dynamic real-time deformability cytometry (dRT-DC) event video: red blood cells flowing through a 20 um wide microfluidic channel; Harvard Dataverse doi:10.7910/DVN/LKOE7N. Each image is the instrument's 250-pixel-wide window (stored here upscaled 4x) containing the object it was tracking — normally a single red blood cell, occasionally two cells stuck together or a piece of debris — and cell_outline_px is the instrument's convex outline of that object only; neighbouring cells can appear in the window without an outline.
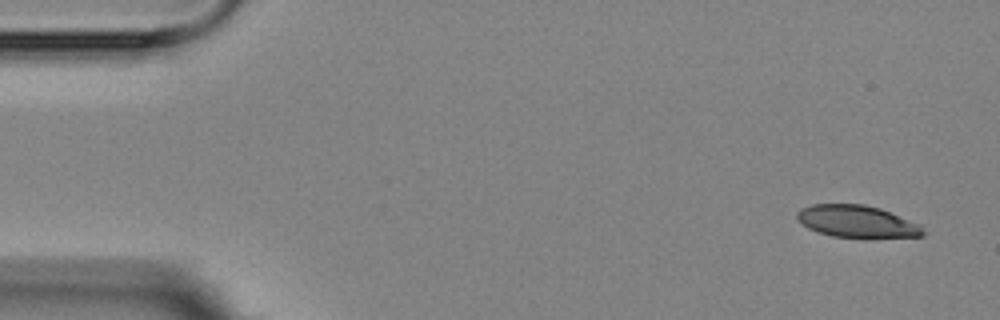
{"species": "Egyptian fruit bat (a non-hibernating species)", "species_latin": "Rousettus aegyptiacus", "temperature_condition": "room temperature", "stored_images_in_passage": 11, "camera_frame_rate_fps": 3000, "um_per_image_px": 0.085, "animal": {"sex": "female"}, "frame": {"image": 1, "passage_image": 1, "time_ms": 0.0, "image_size_px": [1000, 320], "cell_outline_px": [[924, 236], [868, 240], [864, 240], [832, 236], [808, 228], [796, 220], [796, 212], [800, 208], [812, 204], [864, 204], [880, 208], [920, 224], [924, 232]], "centroid_in_image_um": [72.86, 18.86], "position_along_channel_um": 12.1, "area_um2": 24.51}}
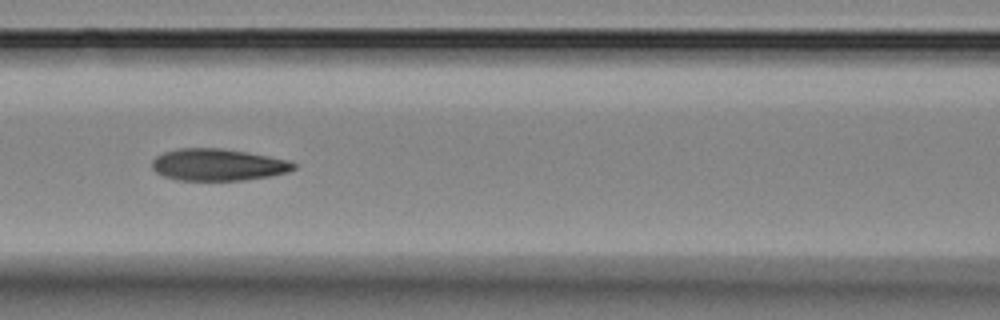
{"frame": {"image": 2, "passage_image": 7, "time_ms": 7.0, "image_size_px": [1000, 320], "cell_outline_px": [[296, 168], [288, 172], [268, 176], [244, 180], [176, 180], [164, 176], [156, 172], [152, 168], [152, 160], [156, 156], [164, 152], [180, 148], [224, 148], [268, 156], [288, 160], [296, 164]], "centroid_in_image_um": [18.51, 14.0], "position_along_channel_um": 148.1, "area_um2": 26.3}}
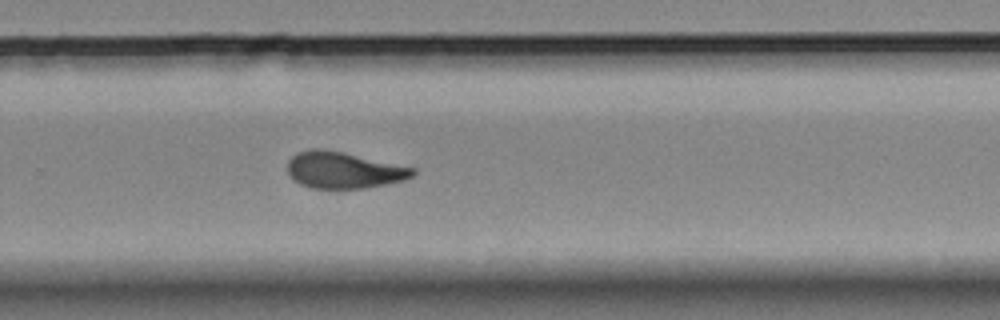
{"frame": {"image": 3, "passage_image": 11, "time_ms": 11.333, "image_size_px": [1000, 320], "cell_outline_px": [[416, 172], [412, 176], [404, 180], [364, 188], [312, 188], [300, 184], [292, 180], [288, 176], [288, 160], [296, 152], [312, 148], [320, 148], [340, 152], [416, 168]], "centroid_in_image_um": [29.15, 14.46], "position_along_channel_um": 300.6, "area_um2": 26.47}}